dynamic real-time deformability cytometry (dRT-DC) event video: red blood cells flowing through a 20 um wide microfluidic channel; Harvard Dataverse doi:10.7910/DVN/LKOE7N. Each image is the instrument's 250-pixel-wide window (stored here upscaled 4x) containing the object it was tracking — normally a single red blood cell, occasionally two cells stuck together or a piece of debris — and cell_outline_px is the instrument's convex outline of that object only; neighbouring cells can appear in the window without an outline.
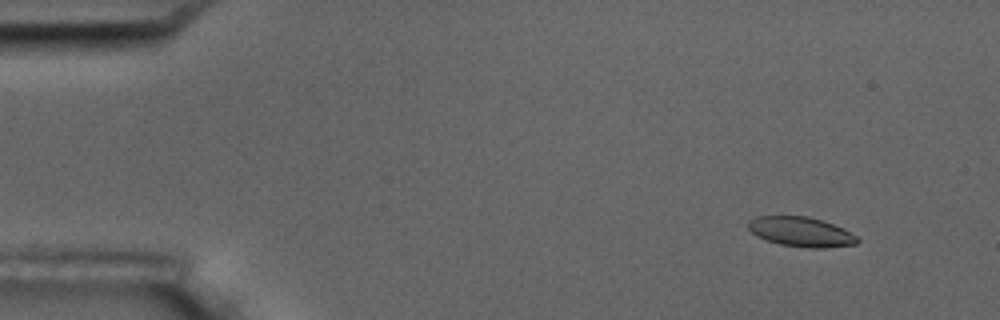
{"species": "common noctule bat (a hibernating species)", "species_latin": "Nyctalus noctula", "temperature_condition": "room temperature", "stored_images_in_passage": 5, "camera_frame_rate_fps": 3000, "um_per_image_px": 0.085, "animal": {"sex": "male", "body_mass_g": 17.5, "forearm_length_mm": 52.3}, "frame": {"image": 1, "passage_image": 2, "time_ms": 1.0, "image_size_px": [1000, 320], "cell_outline_px": [[860, 240], [856, 244], [824, 248], [808, 248], [780, 244], [768, 240], [752, 232], [748, 228], [748, 220], [756, 216], [808, 216], [832, 224], [856, 236]], "centroid_in_image_um": [68.07, 19.7], "position_along_channel_um": 16.9, "area_um2": 18.55}}
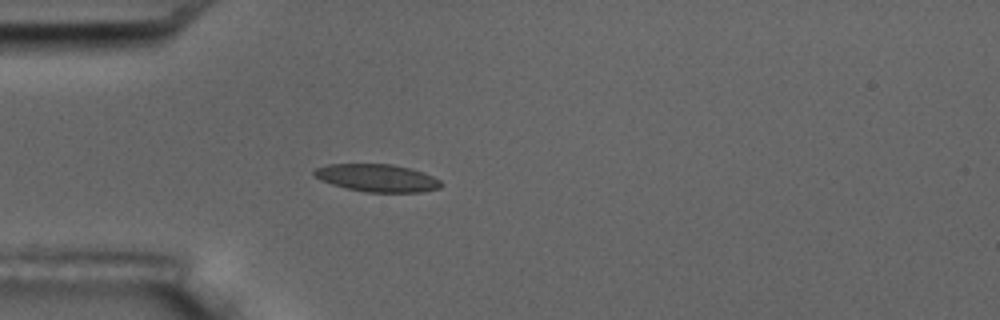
{"frame": {"image": 2, "passage_image": 5, "time_ms": 4.667, "image_size_px": [1000, 320], "cell_outline_px": [[444, 184], [440, 188], [420, 192], [364, 192], [332, 184], [320, 180], [312, 176], [312, 172], [316, 168], [328, 164], [392, 164], [424, 172], [440, 180]], "centroid_in_image_um": [32.05, 15.12], "position_along_channel_um": 53.0, "area_um2": 20.46}}